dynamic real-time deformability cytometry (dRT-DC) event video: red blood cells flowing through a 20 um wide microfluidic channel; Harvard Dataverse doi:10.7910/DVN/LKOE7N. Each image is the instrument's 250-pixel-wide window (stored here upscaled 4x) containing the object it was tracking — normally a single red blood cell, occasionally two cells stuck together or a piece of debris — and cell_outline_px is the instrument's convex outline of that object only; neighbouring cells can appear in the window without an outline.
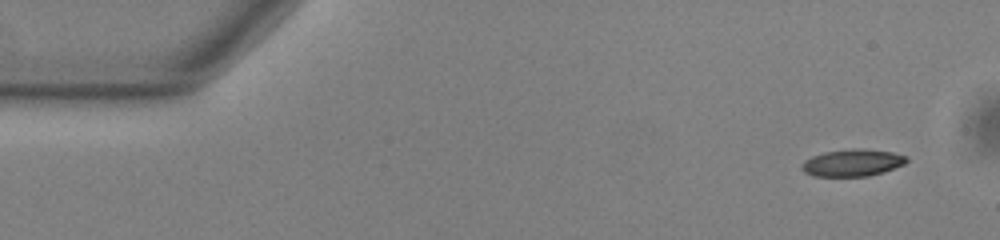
{"species": "common noctule bat (a hibernating species)", "species_latin": "Nyctalus noctula", "temperature_condition": "warm", "stored_images_in_passage": 52, "camera_frame_rate_fps": 3000, "um_per_image_px": 0.085, "animal": {"sex": "male", "body_mass_g": 13.0, "forearm_length_mm": 53.1}, "frame": {"image": 1, "passage_image": 1, "time_ms": 0.0, "image_size_px": [1000, 240], "cell_outline_px": [[908, 160], [904, 164], [868, 176], [812, 176], [804, 172], [800, 168], [800, 164], [804, 160], [812, 156], [824, 152], [852, 148], [864, 148], [892, 152], [908, 156]], "centroid_in_image_um": [72.41, 13.82], "position_along_channel_um": 12.6, "area_um2": 16.59}}
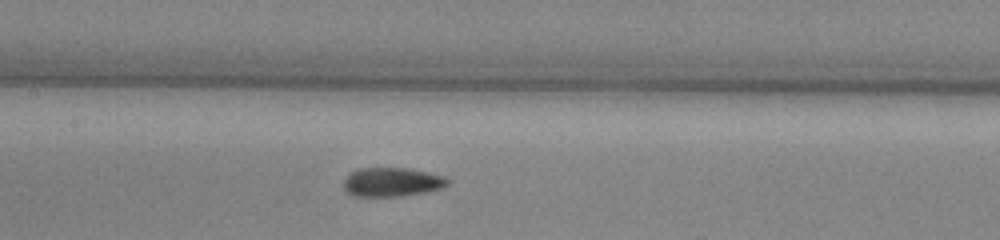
{"frame": {"image": 2, "passage_image": 23, "time_ms": 7.333, "image_size_px": [1000, 240], "cell_outline_px": [[448, 184], [440, 188], [424, 192], [400, 196], [352, 196], [344, 188], [344, 180], [352, 172], [360, 168], [404, 168], [428, 172], [444, 176], [448, 180]], "centroid_in_image_um": [33.3, 15.47], "position_along_channel_um": 174.1, "area_um2": 17.28}}
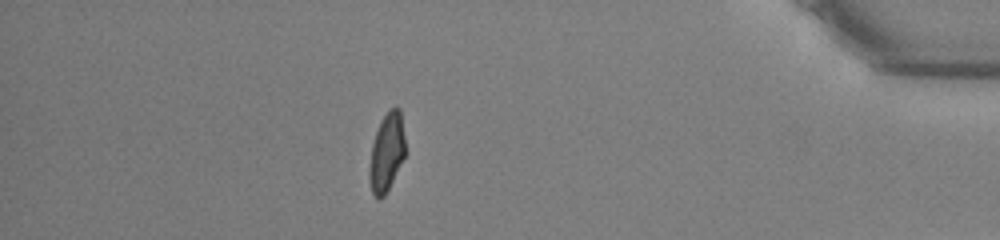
{"frame": {"image": 3, "passage_image": 45, "time_ms": 14.667, "image_size_px": [1000, 240], "cell_outline_px": [[404, 156], [384, 196], [376, 196], [372, 192], [368, 176], [368, 172], [372, 144], [380, 120], [396, 104], [400, 108], [404, 136]], "centroid_in_image_um": [32.85, 12.89], "position_along_channel_um": 402.4, "area_um2": 15.95}, "authors_computed_cell_mechanics": {"area_um2": 16.9932, "velocity_mm_per_s": 3.7667, "shape_relaxation_time_tau1_ms": 7.85, "shape_relaxation_time_tau2_ms": 1.9638, "deformation_change_tau1": 0.1944, "deformation_change_tau2": 0.0869}}